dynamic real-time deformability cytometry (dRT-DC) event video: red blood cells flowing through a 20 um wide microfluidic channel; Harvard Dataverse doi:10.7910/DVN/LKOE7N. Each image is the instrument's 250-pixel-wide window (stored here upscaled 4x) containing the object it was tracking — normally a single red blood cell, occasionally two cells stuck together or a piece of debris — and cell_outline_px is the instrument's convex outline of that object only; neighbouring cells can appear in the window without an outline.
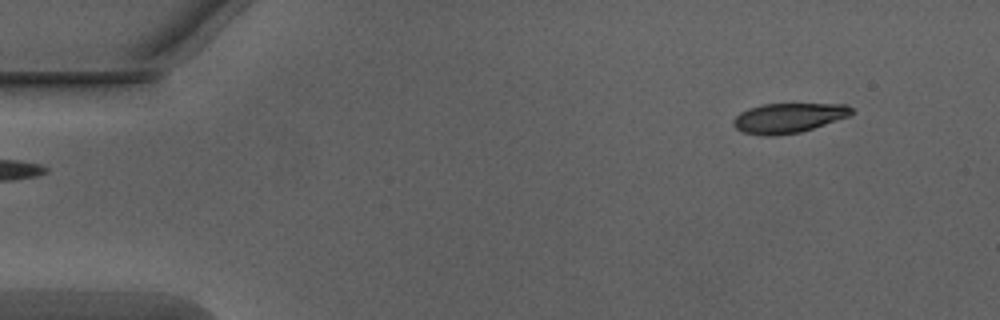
{"species": "Egyptian fruit bat (a non-hibernating species)", "species_latin": "Rousettus aegyptiacus", "temperature_condition": "warm", "stored_images_in_passage": 47, "camera_frame_rate_fps": 3000, "um_per_image_px": 0.085, "animal": {"sex": "male"}, "frame": {"image": 1, "passage_image": 1, "time_ms": 0.0, "image_size_px": [1000, 320], "cell_outline_px": [[856, 112], [848, 116], [800, 132], [772, 136], [764, 136], [744, 132], [736, 128], [732, 124], [732, 120], [740, 112], [748, 108], [764, 104], [848, 104]], "centroid_in_image_um": [67.0, 10.02], "position_along_channel_um": 18.0, "area_um2": 20.4}}
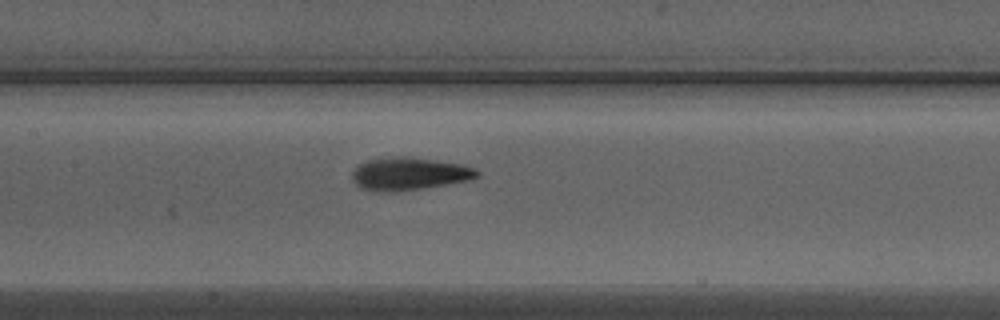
{"frame": {"image": 2, "passage_image": 20, "time_ms": 6.333, "image_size_px": [1000, 320], "cell_outline_px": [[480, 176], [472, 180], [424, 188], [396, 192], [372, 192], [360, 188], [352, 180], [352, 172], [360, 164], [368, 160], [392, 156], [404, 156], [464, 164], [476, 168], [480, 172]], "centroid_in_image_um": [34.81, 14.79], "position_along_channel_um": 172.6, "area_um2": 24.28}}
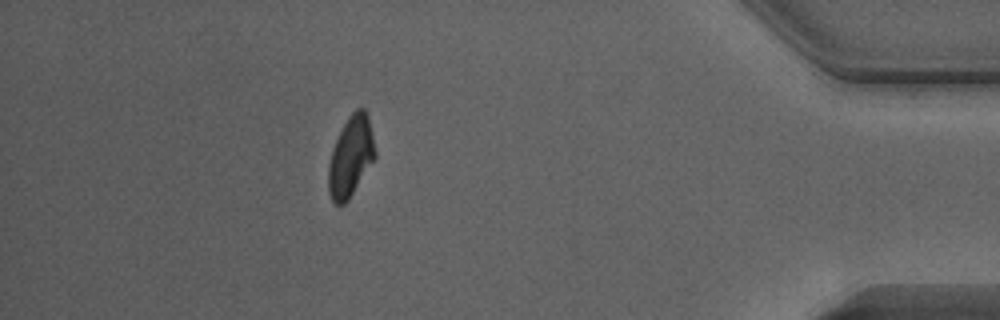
{"frame": {"image": 3, "passage_image": 41, "time_ms": 13.333, "image_size_px": [1000, 320], "cell_outline_px": [[376, 156], [348, 200], [344, 204], [336, 204], [332, 200], [328, 192], [328, 164], [332, 148], [348, 116], [356, 108], [364, 108], [368, 116], [376, 152]], "centroid_in_image_um": [29.8, 13.3], "position_along_channel_um": 405.4, "area_um2": 21.68}, "authors_computed_cell_mechanics": {"area_um2": 22.4842, "velocity_mm_per_s": 4.0459, "shape_relaxation_time_tau1_ms": 3.2121, "shape_relaxation_time_tau2_ms": 1.2456, "deformation_change_tau1": 0.1553, "deformation_change_tau2": 0.0601}}